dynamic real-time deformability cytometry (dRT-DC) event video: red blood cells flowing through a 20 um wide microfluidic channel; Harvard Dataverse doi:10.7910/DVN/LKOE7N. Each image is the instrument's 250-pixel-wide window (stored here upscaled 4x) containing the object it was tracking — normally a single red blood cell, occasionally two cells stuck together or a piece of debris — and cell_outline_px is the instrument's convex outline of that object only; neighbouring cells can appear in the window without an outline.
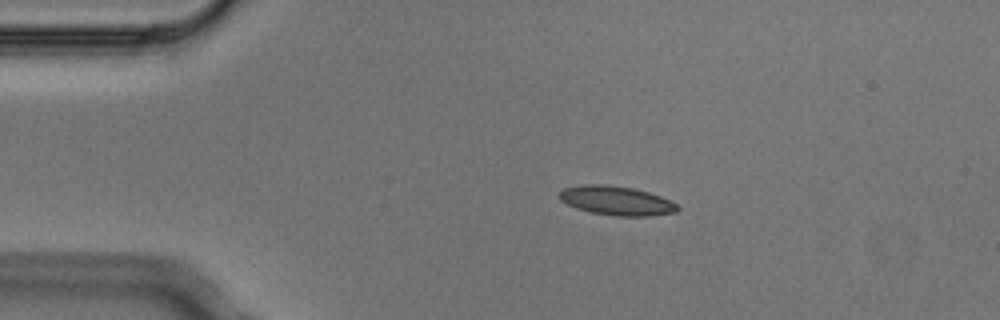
{"species": "Egyptian fruit bat (a non-hibernating species)", "species_latin": "Rousettus aegyptiacus", "temperature_condition": "cold", "stored_images_in_passage": 2, "camera_frame_rate_fps": 3000, "um_per_image_px": 0.085, "animal": {"sex": "male"}, "frame": {"image": 1, "passage_image": 2, "time_ms": 0.333, "image_size_px": [1000, 320], "cell_outline_px": [[680, 208], [676, 212], [648, 216], [616, 216], [592, 212], [576, 208], [560, 200], [560, 192], [564, 188], [584, 184], [604, 184], [632, 188], [648, 192], [660, 196], [676, 204]], "centroid_in_image_um": [52.4, 17.05], "position_along_channel_um": 32.6, "area_um2": 19.83}}